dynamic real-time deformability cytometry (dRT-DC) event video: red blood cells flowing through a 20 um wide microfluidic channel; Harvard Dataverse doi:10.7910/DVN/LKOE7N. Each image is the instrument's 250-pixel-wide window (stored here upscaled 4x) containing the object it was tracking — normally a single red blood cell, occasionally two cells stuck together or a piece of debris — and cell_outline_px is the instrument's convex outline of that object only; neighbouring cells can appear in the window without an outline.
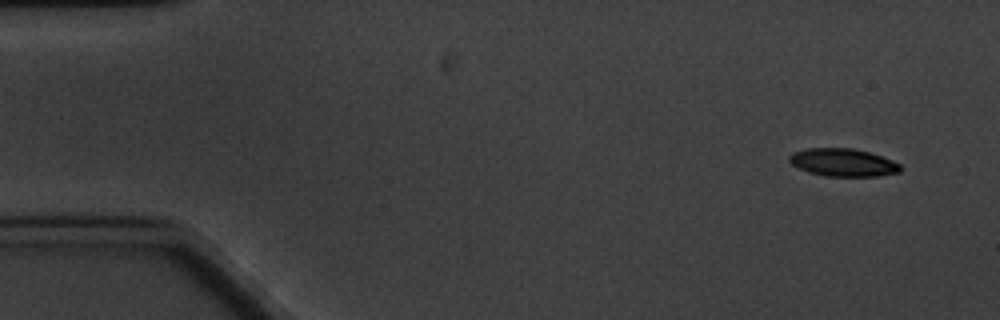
{"species": "common noctule bat (a hibernating species)", "species_latin": "Nyctalus noctula", "temperature_condition": "cold", "stored_images_in_passage": 4, "camera_frame_rate_fps": 3000, "um_per_image_px": 0.085, "animal": {"sex": "male", "body_mass_g": 20.1, "forearm_length_mm": 53.5}, "frame": {"image": 1, "passage_image": 1, "time_ms": 0.0, "image_size_px": [1000, 320], "cell_outline_px": [[900, 172], [880, 176], [824, 176], [808, 172], [792, 164], [788, 160], [788, 156], [792, 152], [808, 148], [852, 148], [868, 152], [892, 160], [900, 164]], "centroid_in_image_um": [71.63, 13.81], "position_along_channel_um": 13.4, "area_um2": 17.98}}